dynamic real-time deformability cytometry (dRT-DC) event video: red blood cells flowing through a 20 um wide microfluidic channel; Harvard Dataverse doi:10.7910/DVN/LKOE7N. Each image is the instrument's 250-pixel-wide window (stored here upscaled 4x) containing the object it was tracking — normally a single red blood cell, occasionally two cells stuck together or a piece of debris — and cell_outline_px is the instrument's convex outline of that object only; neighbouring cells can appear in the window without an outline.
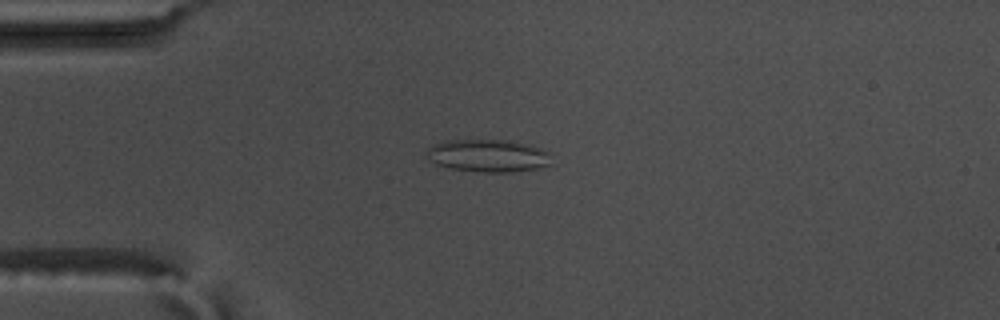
{"species": "common noctule bat (a hibernating species)", "species_latin": "Nyctalus noctula", "temperature_condition": "warm", "stored_images_in_passage": 57, "camera_frame_rate_fps": 3000, "um_per_image_px": 0.085, "animal": {"sex": "male", "body_mass_g": 17.5, "forearm_length_mm": 52.3}, "frame": {"image": 1, "passage_image": 15, "time_ms": 4.667, "image_size_px": [1000, 320], "cell_outline_px": [[552, 164], [536, 168], [512, 172], [484, 172], [452, 168], [436, 164], [428, 160], [428, 148], [432, 144], [448, 140], [508, 140], [536, 148], [548, 152]], "centroid_in_image_um": [41.44, 13.24], "position_along_channel_um": 43.6, "area_um2": 23.29}}
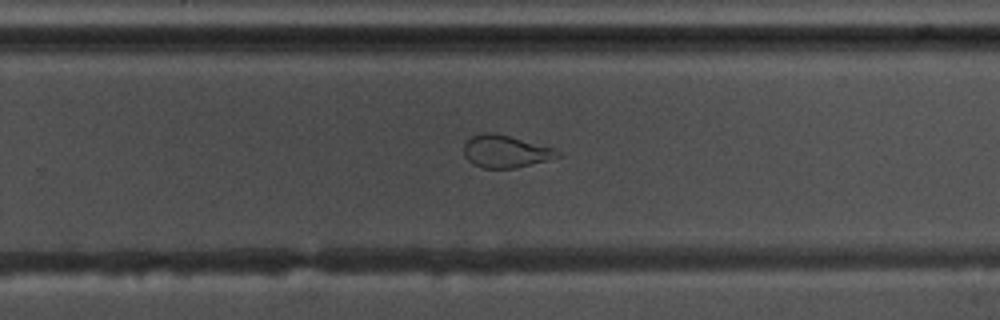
{"frame": {"image": 2, "passage_image": 37, "time_ms": 12.0, "image_size_px": [1000, 320], "cell_outline_px": [[564, 156], [516, 168], [484, 168], [472, 164], [464, 156], [464, 144], [472, 136], [484, 132], [492, 132], [556, 148]], "centroid_in_image_um": [43.0, 12.88], "position_along_channel_um": 286.8, "area_um2": 17.8}}
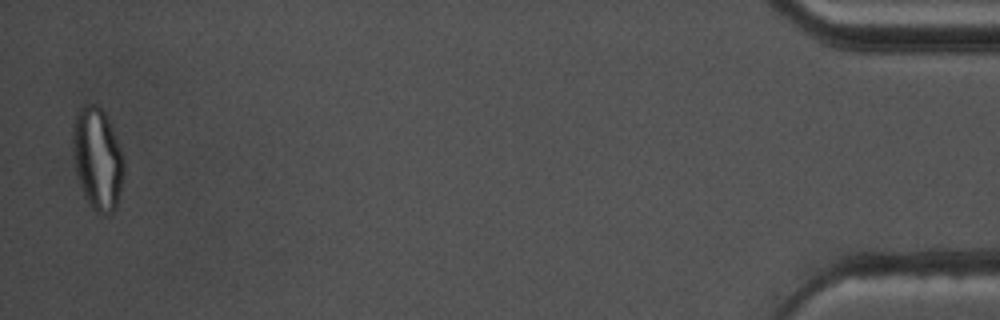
{"frame": {"image": 3, "passage_image": 56, "time_ms": 18.333, "image_size_px": [1000, 320], "cell_outline_px": [[124, 172], [116, 208], [112, 212], [104, 216], [96, 212], [92, 208], [84, 196], [76, 172], [72, 152], [72, 128], [76, 112], [84, 104], [96, 104], [104, 112], [108, 120], [120, 148], [124, 160]], "centroid_in_image_um": [8.26, 13.5], "position_along_channel_um": 426.9, "area_um2": 30.46}, "authors_computed_cell_mechanics": {"area_um2": 23.8714, "velocity_mm_per_s": 3.6235, "shape_relaxation_time_tau1_ms": null, "shape_relaxation_time_tau2_ms": 0.8666, "deformation_change_tau1": null, "deformation_change_tau2": 0.0741}}